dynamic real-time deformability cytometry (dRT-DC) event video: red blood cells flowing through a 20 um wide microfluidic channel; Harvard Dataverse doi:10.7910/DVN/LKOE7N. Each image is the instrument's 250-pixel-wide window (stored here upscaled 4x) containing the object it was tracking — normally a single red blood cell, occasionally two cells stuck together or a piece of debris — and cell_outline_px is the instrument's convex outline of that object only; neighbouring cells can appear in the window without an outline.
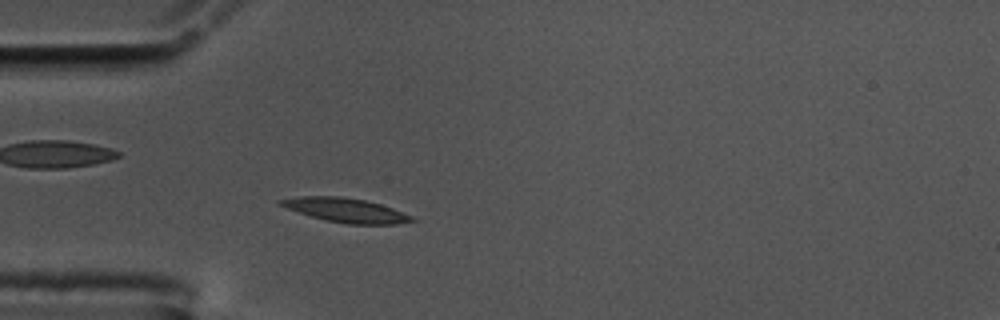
{"species": "common noctule bat (a hibernating species)", "species_latin": "Nyctalus noctula", "temperature_condition": "cold", "stored_images_in_passage": 50, "camera_frame_rate_fps": 3000, "um_per_image_px": 0.085, "animal": {"sex": "male", "body_mass_g": 17.5, "forearm_length_mm": 52.3}, "frame": {"image": 1, "passage_image": 10, "time_ms": 3.0, "image_size_px": [1000, 320], "cell_outline_px": [[416, 220], [396, 224], [344, 224], [312, 216], [288, 208], [280, 204], [276, 200], [300, 196], [340, 196], [364, 200], [380, 204], [392, 208], [412, 216]], "centroid_in_image_um": [29.41, 17.86], "position_along_channel_um": 55.6, "area_um2": 18.15}}
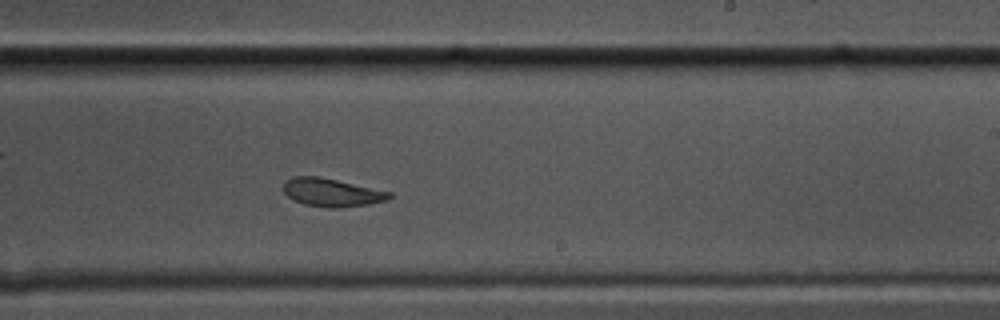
{"frame": {"image": 2, "passage_image": 28, "time_ms": 9.0, "image_size_px": [1000, 320], "cell_outline_px": [[392, 196], [388, 200], [368, 204], [336, 208], [328, 208], [304, 204], [292, 200], [284, 192], [284, 180], [292, 176], [316, 176], [336, 180], [392, 192]], "centroid_in_image_um": [28.17, 16.36], "position_along_channel_um": 260.8, "area_um2": 17.34}}
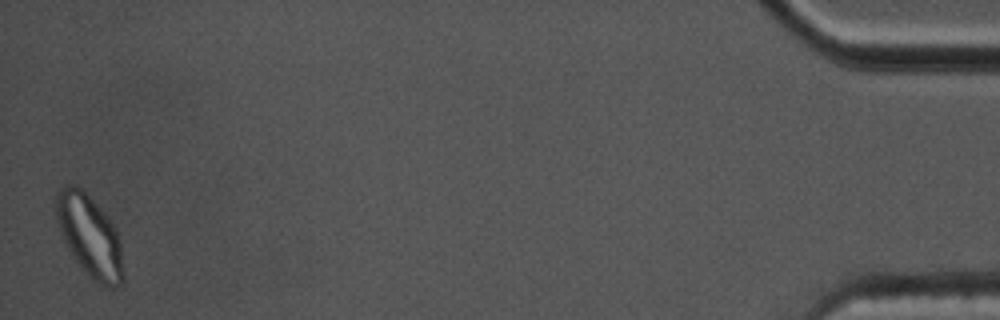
{"frame": {"image": 3, "passage_image": 50, "time_ms": 16.333, "image_size_px": [1000, 320], "cell_outline_px": [[124, 280], [116, 288], [108, 288], [92, 280], [88, 276], [72, 256], [60, 232], [56, 220], [52, 200], [56, 192], [60, 188], [68, 184], [76, 184], [112, 220], [116, 228], [120, 240], [124, 276]], "centroid_in_image_um": [7.6, 20.05], "position_along_channel_um": 427.6, "area_um2": 32.66}, "authors_computed_cell_mechanics": {"area_um2": 17.918, "velocity_mm_per_s": 3.5237, "shape_relaxation_time_tau1_ms": 7.1987, "shape_relaxation_time_tau2_ms": 6.4246, "deformation_change_tau1": 0.2089, "deformation_change_tau2": 0.1177}}